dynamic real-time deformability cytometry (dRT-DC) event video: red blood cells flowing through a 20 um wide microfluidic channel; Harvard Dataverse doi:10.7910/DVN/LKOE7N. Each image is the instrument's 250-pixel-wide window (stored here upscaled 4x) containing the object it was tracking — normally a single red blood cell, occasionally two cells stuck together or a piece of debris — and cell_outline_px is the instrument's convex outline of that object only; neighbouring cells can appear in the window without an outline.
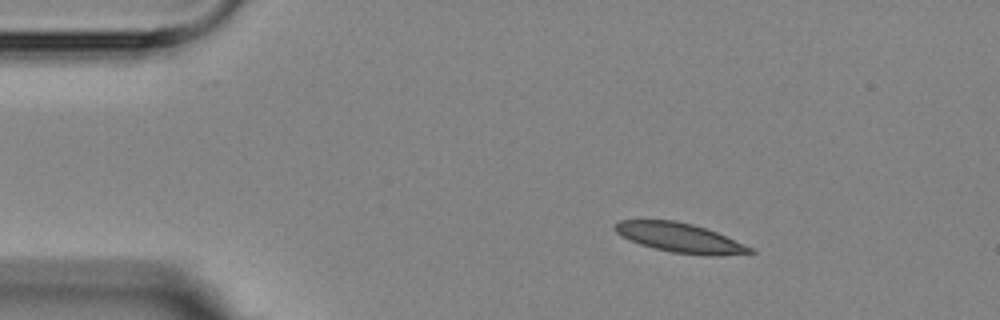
{"species": "Egyptian fruit bat (a non-hibernating species)", "species_latin": "Rousettus aegyptiacus", "temperature_condition": "room temperature", "stored_images_in_passage": 4, "camera_frame_rate_fps": 3000, "um_per_image_px": 0.085, "animal": {"sex": "female"}, "frame": {"image": 1, "passage_image": 2, "time_ms": 1.333, "image_size_px": [1000, 320], "cell_outline_px": [[756, 252], [720, 256], [704, 256], [672, 252], [640, 244], [628, 240], [620, 236], [616, 232], [616, 224], [620, 220], [676, 220], [692, 224], [716, 232], [752, 248]], "centroid_in_image_um": [57.78, 20.22], "position_along_channel_um": 27.2, "area_um2": 22.95}}
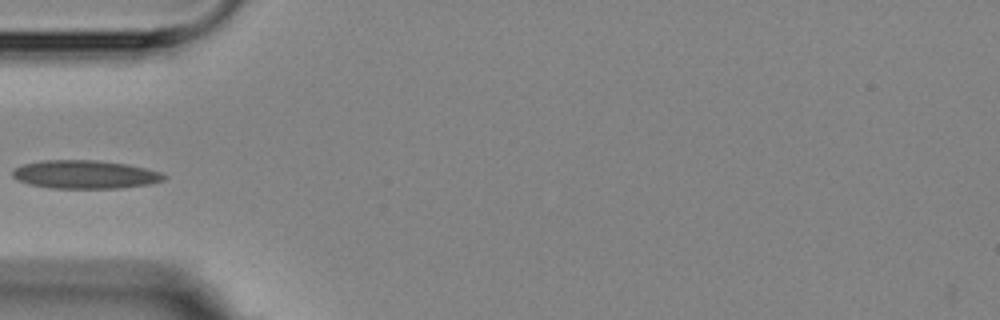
{"frame": {"image": 2, "passage_image": 4, "time_ms": 4.333, "image_size_px": [1000, 320], "cell_outline_px": [[168, 176], [164, 180], [152, 184], [120, 188], [52, 188], [28, 184], [12, 176], [12, 168], [24, 164], [44, 160], [96, 160], [128, 164], [160, 172]], "centroid_in_image_um": [7.25, 14.83], "position_along_channel_um": 77.8, "area_um2": 25.09}}